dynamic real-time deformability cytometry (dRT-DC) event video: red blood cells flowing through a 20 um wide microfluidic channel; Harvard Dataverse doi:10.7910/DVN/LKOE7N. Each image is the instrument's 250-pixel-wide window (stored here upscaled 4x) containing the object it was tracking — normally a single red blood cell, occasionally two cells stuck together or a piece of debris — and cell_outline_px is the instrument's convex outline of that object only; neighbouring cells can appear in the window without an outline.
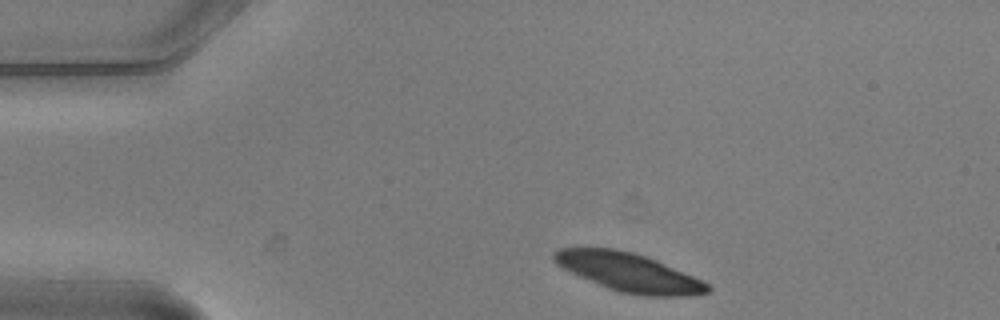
{"species": "common noctule bat (a hibernating species)", "species_latin": "Nyctalus noctula", "temperature_condition": "warm", "stored_images_in_passage": 2, "camera_frame_rate_fps": 3000, "um_per_image_px": 0.085, "animal": {"sex": "male", "body_mass_g": 20.5, "forearm_length_mm": 52.5}, "frame": {"image": 1, "passage_image": 1, "time_ms": 0.0, "image_size_px": [1000, 320], "cell_outline_px": [[712, 288], [708, 292], [692, 296], [644, 296], [620, 292], [608, 288], [580, 276], [556, 264], [552, 260], [552, 252], [560, 248], [616, 248], [648, 256], [692, 276], [708, 284]], "centroid_in_image_um": [53.44, 23.14], "position_along_channel_um": 31.6, "area_um2": 34.33}}